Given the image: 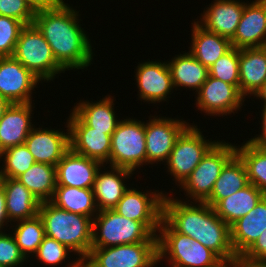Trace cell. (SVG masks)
Wrapping results in <instances>:
<instances>
[{
  "instance_id": "cell-32",
  "label": "cell",
  "mask_w": 266,
  "mask_h": 267,
  "mask_svg": "<svg viewBox=\"0 0 266 267\" xmlns=\"http://www.w3.org/2000/svg\"><path fill=\"white\" fill-rule=\"evenodd\" d=\"M16 179L40 202L50 201L57 185L56 166L36 162Z\"/></svg>"
},
{
  "instance_id": "cell-28",
  "label": "cell",
  "mask_w": 266,
  "mask_h": 267,
  "mask_svg": "<svg viewBox=\"0 0 266 267\" xmlns=\"http://www.w3.org/2000/svg\"><path fill=\"white\" fill-rule=\"evenodd\" d=\"M170 70L174 89L184 87L188 90H200L201 86L209 76V70L202 65L189 52L177 54L169 61H166Z\"/></svg>"
},
{
  "instance_id": "cell-4",
  "label": "cell",
  "mask_w": 266,
  "mask_h": 267,
  "mask_svg": "<svg viewBox=\"0 0 266 267\" xmlns=\"http://www.w3.org/2000/svg\"><path fill=\"white\" fill-rule=\"evenodd\" d=\"M158 234L159 263L166 260L169 267H219L223 262L197 240L176 232L163 218Z\"/></svg>"
},
{
  "instance_id": "cell-5",
  "label": "cell",
  "mask_w": 266,
  "mask_h": 267,
  "mask_svg": "<svg viewBox=\"0 0 266 267\" xmlns=\"http://www.w3.org/2000/svg\"><path fill=\"white\" fill-rule=\"evenodd\" d=\"M139 242H158L144 223L121 216L114 209L102 210L93 218L92 248Z\"/></svg>"
},
{
  "instance_id": "cell-33",
  "label": "cell",
  "mask_w": 266,
  "mask_h": 267,
  "mask_svg": "<svg viewBox=\"0 0 266 267\" xmlns=\"http://www.w3.org/2000/svg\"><path fill=\"white\" fill-rule=\"evenodd\" d=\"M11 225L9 228L13 229L11 232L21 253L27 260L31 259L45 237L42 219L37 214L32 218L17 221L16 225L15 223Z\"/></svg>"
},
{
  "instance_id": "cell-17",
  "label": "cell",
  "mask_w": 266,
  "mask_h": 267,
  "mask_svg": "<svg viewBox=\"0 0 266 267\" xmlns=\"http://www.w3.org/2000/svg\"><path fill=\"white\" fill-rule=\"evenodd\" d=\"M34 126L25 140L34 159L38 163L51 164L56 166L65 153L70 149V131L66 121L64 131L62 129L42 128Z\"/></svg>"
},
{
  "instance_id": "cell-42",
  "label": "cell",
  "mask_w": 266,
  "mask_h": 267,
  "mask_svg": "<svg viewBox=\"0 0 266 267\" xmlns=\"http://www.w3.org/2000/svg\"><path fill=\"white\" fill-rule=\"evenodd\" d=\"M232 260L239 267H266V259L250 257L245 253L235 254Z\"/></svg>"
},
{
  "instance_id": "cell-39",
  "label": "cell",
  "mask_w": 266,
  "mask_h": 267,
  "mask_svg": "<svg viewBox=\"0 0 266 267\" xmlns=\"http://www.w3.org/2000/svg\"><path fill=\"white\" fill-rule=\"evenodd\" d=\"M0 232V267H22L27 260L21 253L12 232ZM25 262V264H24Z\"/></svg>"
},
{
  "instance_id": "cell-43",
  "label": "cell",
  "mask_w": 266,
  "mask_h": 267,
  "mask_svg": "<svg viewBox=\"0 0 266 267\" xmlns=\"http://www.w3.org/2000/svg\"><path fill=\"white\" fill-rule=\"evenodd\" d=\"M261 116H260V120H261V134L259 135H255L253 138L251 137L249 140L250 143H252L255 146L258 147H266V106H261Z\"/></svg>"
},
{
  "instance_id": "cell-13",
  "label": "cell",
  "mask_w": 266,
  "mask_h": 267,
  "mask_svg": "<svg viewBox=\"0 0 266 267\" xmlns=\"http://www.w3.org/2000/svg\"><path fill=\"white\" fill-rule=\"evenodd\" d=\"M154 191V192H153ZM142 192L132 185L124 193L114 208L121 216L144 223L155 235H158L162 219V204L165 193L161 190Z\"/></svg>"
},
{
  "instance_id": "cell-46",
  "label": "cell",
  "mask_w": 266,
  "mask_h": 267,
  "mask_svg": "<svg viewBox=\"0 0 266 267\" xmlns=\"http://www.w3.org/2000/svg\"><path fill=\"white\" fill-rule=\"evenodd\" d=\"M254 98L256 99H261L260 102H263V105L261 106H266V82L263 83V85L257 90V92L253 95Z\"/></svg>"
},
{
  "instance_id": "cell-3",
  "label": "cell",
  "mask_w": 266,
  "mask_h": 267,
  "mask_svg": "<svg viewBox=\"0 0 266 267\" xmlns=\"http://www.w3.org/2000/svg\"><path fill=\"white\" fill-rule=\"evenodd\" d=\"M38 215L45 236L66 245L81 261L88 256L92 248V218L60 209L50 201L41 202Z\"/></svg>"
},
{
  "instance_id": "cell-22",
  "label": "cell",
  "mask_w": 266,
  "mask_h": 267,
  "mask_svg": "<svg viewBox=\"0 0 266 267\" xmlns=\"http://www.w3.org/2000/svg\"><path fill=\"white\" fill-rule=\"evenodd\" d=\"M101 163L74 152L71 148L56 165L57 185L93 188Z\"/></svg>"
},
{
  "instance_id": "cell-6",
  "label": "cell",
  "mask_w": 266,
  "mask_h": 267,
  "mask_svg": "<svg viewBox=\"0 0 266 267\" xmlns=\"http://www.w3.org/2000/svg\"><path fill=\"white\" fill-rule=\"evenodd\" d=\"M12 57L42 83L45 81L49 83L61 73H65V70L57 63L42 32L34 23L22 28Z\"/></svg>"
},
{
  "instance_id": "cell-30",
  "label": "cell",
  "mask_w": 266,
  "mask_h": 267,
  "mask_svg": "<svg viewBox=\"0 0 266 267\" xmlns=\"http://www.w3.org/2000/svg\"><path fill=\"white\" fill-rule=\"evenodd\" d=\"M249 184L247 170L241 158L235 154L222 168L214 183L210 197L205 203L214 207L224 199Z\"/></svg>"
},
{
  "instance_id": "cell-37",
  "label": "cell",
  "mask_w": 266,
  "mask_h": 267,
  "mask_svg": "<svg viewBox=\"0 0 266 267\" xmlns=\"http://www.w3.org/2000/svg\"><path fill=\"white\" fill-rule=\"evenodd\" d=\"M69 254L70 257L71 254L75 255V253H73V251L66 245L59 243L53 238L45 236L33 257H35L37 261L39 260L38 262H41L40 264L43 262L45 266L55 267L57 265L59 266V264H65V260H68L67 258L70 259V257H68Z\"/></svg>"
},
{
  "instance_id": "cell-14",
  "label": "cell",
  "mask_w": 266,
  "mask_h": 267,
  "mask_svg": "<svg viewBox=\"0 0 266 267\" xmlns=\"http://www.w3.org/2000/svg\"><path fill=\"white\" fill-rule=\"evenodd\" d=\"M42 83L18 60L0 57V95L11 104L34 102L33 91Z\"/></svg>"
},
{
  "instance_id": "cell-24",
  "label": "cell",
  "mask_w": 266,
  "mask_h": 267,
  "mask_svg": "<svg viewBox=\"0 0 266 267\" xmlns=\"http://www.w3.org/2000/svg\"><path fill=\"white\" fill-rule=\"evenodd\" d=\"M240 92L251 98L266 82V47L239 49Z\"/></svg>"
},
{
  "instance_id": "cell-26",
  "label": "cell",
  "mask_w": 266,
  "mask_h": 267,
  "mask_svg": "<svg viewBox=\"0 0 266 267\" xmlns=\"http://www.w3.org/2000/svg\"><path fill=\"white\" fill-rule=\"evenodd\" d=\"M192 24L190 51L202 65L208 69L231 48V40L207 31L196 19Z\"/></svg>"
},
{
  "instance_id": "cell-38",
  "label": "cell",
  "mask_w": 266,
  "mask_h": 267,
  "mask_svg": "<svg viewBox=\"0 0 266 267\" xmlns=\"http://www.w3.org/2000/svg\"><path fill=\"white\" fill-rule=\"evenodd\" d=\"M25 25L14 18L0 16V57H11Z\"/></svg>"
},
{
  "instance_id": "cell-49",
  "label": "cell",
  "mask_w": 266,
  "mask_h": 267,
  "mask_svg": "<svg viewBox=\"0 0 266 267\" xmlns=\"http://www.w3.org/2000/svg\"><path fill=\"white\" fill-rule=\"evenodd\" d=\"M219 267H239L233 260L223 261Z\"/></svg>"
},
{
  "instance_id": "cell-40",
  "label": "cell",
  "mask_w": 266,
  "mask_h": 267,
  "mask_svg": "<svg viewBox=\"0 0 266 267\" xmlns=\"http://www.w3.org/2000/svg\"><path fill=\"white\" fill-rule=\"evenodd\" d=\"M35 12L25 0H0V16L17 19L24 25L34 22Z\"/></svg>"
},
{
  "instance_id": "cell-1",
  "label": "cell",
  "mask_w": 266,
  "mask_h": 267,
  "mask_svg": "<svg viewBox=\"0 0 266 267\" xmlns=\"http://www.w3.org/2000/svg\"><path fill=\"white\" fill-rule=\"evenodd\" d=\"M80 15L65 0H55L50 6L35 12L33 23L42 32L57 63L65 71L88 68L95 55L89 34L81 27Z\"/></svg>"
},
{
  "instance_id": "cell-23",
  "label": "cell",
  "mask_w": 266,
  "mask_h": 267,
  "mask_svg": "<svg viewBox=\"0 0 266 267\" xmlns=\"http://www.w3.org/2000/svg\"><path fill=\"white\" fill-rule=\"evenodd\" d=\"M231 243L235 254L245 253L266 231V195L247 215L230 226Z\"/></svg>"
},
{
  "instance_id": "cell-31",
  "label": "cell",
  "mask_w": 266,
  "mask_h": 267,
  "mask_svg": "<svg viewBox=\"0 0 266 267\" xmlns=\"http://www.w3.org/2000/svg\"><path fill=\"white\" fill-rule=\"evenodd\" d=\"M52 204L60 209L94 218L98 214L93 188L56 185Z\"/></svg>"
},
{
  "instance_id": "cell-34",
  "label": "cell",
  "mask_w": 266,
  "mask_h": 267,
  "mask_svg": "<svg viewBox=\"0 0 266 267\" xmlns=\"http://www.w3.org/2000/svg\"><path fill=\"white\" fill-rule=\"evenodd\" d=\"M236 154L245 164L249 183L266 195V147L255 146L249 141L238 146L236 143Z\"/></svg>"
},
{
  "instance_id": "cell-50",
  "label": "cell",
  "mask_w": 266,
  "mask_h": 267,
  "mask_svg": "<svg viewBox=\"0 0 266 267\" xmlns=\"http://www.w3.org/2000/svg\"><path fill=\"white\" fill-rule=\"evenodd\" d=\"M2 174H1V172H0V185H1V183H2Z\"/></svg>"
},
{
  "instance_id": "cell-18",
  "label": "cell",
  "mask_w": 266,
  "mask_h": 267,
  "mask_svg": "<svg viewBox=\"0 0 266 267\" xmlns=\"http://www.w3.org/2000/svg\"><path fill=\"white\" fill-rule=\"evenodd\" d=\"M231 44L237 49L266 47V0L245 2Z\"/></svg>"
},
{
  "instance_id": "cell-45",
  "label": "cell",
  "mask_w": 266,
  "mask_h": 267,
  "mask_svg": "<svg viewBox=\"0 0 266 267\" xmlns=\"http://www.w3.org/2000/svg\"><path fill=\"white\" fill-rule=\"evenodd\" d=\"M35 11L50 6L55 0H25Z\"/></svg>"
},
{
  "instance_id": "cell-36",
  "label": "cell",
  "mask_w": 266,
  "mask_h": 267,
  "mask_svg": "<svg viewBox=\"0 0 266 267\" xmlns=\"http://www.w3.org/2000/svg\"><path fill=\"white\" fill-rule=\"evenodd\" d=\"M211 77L220 79L240 90L239 81V49L232 47L226 54L222 55L209 69Z\"/></svg>"
},
{
  "instance_id": "cell-19",
  "label": "cell",
  "mask_w": 266,
  "mask_h": 267,
  "mask_svg": "<svg viewBox=\"0 0 266 267\" xmlns=\"http://www.w3.org/2000/svg\"><path fill=\"white\" fill-rule=\"evenodd\" d=\"M245 1L214 0L196 19L207 31L232 39L244 11Z\"/></svg>"
},
{
  "instance_id": "cell-2",
  "label": "cell",
  "mask_w": 266,
  "mask_h": 267,
  "mask_svg": "<svg viewBox=\"0 0 266 267\" xmlns=\"http://www.w3.org/2000/svg\"><path fill=\"white\" fill-rule=\"evenodd\" d=\"M167 193V194H166ZM162 218L176 231L195 239L223 261L235 256L230 226L205 202H186L165 192Z\"/></svg>"
},
{
  "instance_id": "cell-44",
  "label": "cell",
  "mask_w": 266,
  "mask_h": 267,
  "mask_svg": "<svg viewBox=\"0 0 266 267\" xmlns=\"http://www.w3.org/2000/svg\"><path fill=\"white\" fill-rule=\"evenodd\" d=\"M5 202H6V197H5V193L3 190V186L1 184L0 185V232H3V230L6 231L7 227L11 226L8 223L10 221L8 219Z\"/></svg>"
},
{
  "instance_id": "cell-35",
  "label": "cell",
  "mask_w": 266,
  "mask_h": 267,
  "mask_svg": "<svg viewBox=\"0 0 266 267\" xmlns=\"http://www.w3.org/2000/svg\"><path fill=\"white\" fill-rule=\"evenodd\" d=\"M0 172L2 177L17 178L34 163V156L25 144L9 147L0 153Z\"/></svg>"
},
{
  "instance_id": "cell-9",
  "label": "cell",
  "mask_w": 266,
  "mask_h": 267,
  "mask_svg": "<svg viewBox=\"0 0 266 267\" xmlns=\"http://www.w3.org/2000/svg\"><path fill=\"white\" fill-rule=\"evenodd\" d=\"M200 127L189 125L177 138L166 165L167 173L181 186L200 163L206 153L219 141L206 139ZM210 140V141H209ZM178 182V183H177Z\"/></svg>"
},
{
  "instance_id": "cell-11",
  "label": "cell",
  "mask_w": 266,
  "mask_h": 267,
  "mask_svg": "<svg viewBox=\"0 0 266 267\" xmlns=\"http://www.w3.org/2000/svg\"><path fill=\"white\" fill-rule=\"evenodd\" d=\"M152 116L145 122L147 166L167 162L177 138L190 125L184 119Z\"/></svg>"
},
{
  "instance_id": "cell-48",
  "label": "cell",
  "mask_w": 266,
  "mask_h": 267,
  "mask_svg": "<svg viewBox=\"0 0 266 267\" xmlns=\"http://www.w3.org/2000/svg\"><path fill=\"white\" fill-rule=\"evenodd\" d=\"M63 267H82V261L79 258H76L74 261H70Z\"/></svg>"
},
{
  "instance_id": "cell-27",
  "label": "cell",
  "mask_w": 266,
  "mask_h": 267,
  "mask_svg": "<svg viewBox=\"0 0 266 267\" xmlns=\"http://www.w3.org/2000/svg\"><path fill=\"white\" fill-rule=\"evenodd\" d=\"M6 197V211L10 225L14 222L32 218L38 214L41 202L16 178H2Z\"/></svg>"
},
{
  "instance_id": "cell-41",
  "label": "cell",
  "mask_w": 266,
  "mask_h": 267,
  "mask_svg": "<svg viewBox=\"0 0 266 267\" xmlns=\"http://www.w3.org/2000/svg\"><path fill=\"white\" fill-rule=\"evenodd\" d=\"M254 258L266 259V231L262 232L258 240L245 252Z\"/></svg>"
},
{
  "instance_id": "cell-10",
  "label": "cell",
  "mask_w": 266,
  "mask_h": 267,
  "mask_svg": "<svg viewBox=\"0 0 266 267\" xmlns=\"http://www.w3.org/2000/svg\"><path fill=\"white\" fill-rule=\"evenodd\" d=\"M158 242L91 248L82 267H157Z\"/></svg>"
},
{
  "instance_id": "cell-25",
  "label": "cell",
  "mask_w": 266,
  "mask_h": 267,
  "mask_svg": "<svg viewBox=\"0 0 266 267\" xmlns=\"http://www.w3.org/2000/svg\"><path fill=\"white\" fill-rule=\"evenodd\" d=\"M114 105V97L106 95L96 102L80 100L76 105L74 104L72 111L88 127L112 135L121 120L114 110Z\"/></svg>"
},
{
  "instance_id": "cell-7",
  "label": "cell",
  "mask_w": 266,
  "mask_h": 267,
  "mask_svg": "<svg viewBox=\"0 0 266 267\" xmlns=\"http://www.w3.org/2000/svg\"><path fill=\"white\" fill-rule=\"evenodd\" d=\"M132 170L147 165L145 121L121 119L111 135V153L106 164Z\"/></svg>"
},
{
  "instance_id": "cell-12",
  "label": "cell",
  "mask_w": 266,
  "mask_h": 267,
  "mask_svg": "<svg viewBox=\"0 0 266 267\" xmlns=\"http://www.w3.org/2000/svg\"><path fill=\"white\" fill-rule=\"evenodd\" d=\"M197 109L207 116H227L237 113L244 105L245 97L239 88L220 79L208 76L207 80L195 93Z\"/></svg>"
},
{
  "instance_id": "cell-29",
  "label": "cell",
  "mask_w": 266,
  "mask_h": 267,
  "mask_svg": "<svg viewBox=\"0 0 266 267\" xmlns=\"http://www.w3.org/2000/svg\"><path fill=\"white\" fill-rule=\"evenodd\" d=\"M265 194L249 183L243 189L221 199L213 208L216 214L229 226L247 215Z\"/></svg>"
},
{
  "instance_id": "cell-20",
  "label": "cell",
  "mask_w": 266,
  "mask_h": 267,
  "mask_svg": "<svg viewBox=\"0 0 266 267\" xmlns=\"http://www.w3.org/2000/svg\"><path fill=\"white\" fill-rule=\"evenodd\" d=\"M106 168L104 165H101L96 173L93 186L98 211L114 209L124 193L129 189V186L125 183L135 174V172L126 168L110 165Z\"/></svg>"
},
{
  "instance_id": "cell-47",
  "label": "cell",
  "mask_w": 266,
  "mask_h": 267,
  "mask_svg": "<svg viewBox=\"0 0 266 267\" xmlns=\"http://www.w3.org/2000/svg\"><path fill=\"white\" fill-rule=\"evenodd\" d=\"M11 103L0 95V119Z\"/></svg>"
},
{
  "instance_id": "cell-16",
  "label": "cell",
  "mask_w": 266,
  "mask_h": 267,
  "mask_svg": "<svg viewBox=\"0 0 266 267\" xmlns=\"http://www.w3.org/2000/svg\"><path fill=\"white\" fill-rule=\"evenodd\" d=\"M67 122L70 131V148L85 157L106 165L111 153V135L88 127L72 110Z\"/></svg>"
},
{
  "instance_id": "cell-21",
  "label": "cell",
  "mask_w": 266,
  "mask_h": 267,
  "mask_svg": "<svg viewBox=\"0 0 266 267\" xmlns=\"http://www.w3.org/2000/svg\"><path fill=\"white\" fill-rule=\"evenodd\" d=\"M35 103L10 104L0 119V153L12 146L25 144L33 127ZM33 109V110H32Z\"/></svg>"
},
{
  "instance_id": "cell-15",
  "label": "cell",
  "mask_w": 266,
  "mask_h": 267,
  "mask_svg": "<svg viewBox=\"0 0 266 267\" xmlns=\"http://www.w3.org/2000/svg\"><path fill=\"white\" fill-rule=\"evenodd\" d=\"M135 71V84L139 89L138 99L140 98L141 102L144 100L143 102L147 101L146 103L153 105L162 101L168 102L174 86L166 61H144L137 65Z\"/></svg>"
},
{
  "instance_id": "cell-8",
  "label": "cell",
  "mask_w": 266,
  "mask_h": 267,
  "mask_svg": "<svg viewBox=\"0 0 266 267\" xmlns=\"http://www.w3.org/2000/svg\"><path fill=\"white\" fill-rule=\"evenodd\" d=\"M236 154V144L219 140L203 157L190 176L180 186L186 193L184 201L205 202L222 168ZM187 197L190 200H187Z\"/></svg>"
}]
</instances>
